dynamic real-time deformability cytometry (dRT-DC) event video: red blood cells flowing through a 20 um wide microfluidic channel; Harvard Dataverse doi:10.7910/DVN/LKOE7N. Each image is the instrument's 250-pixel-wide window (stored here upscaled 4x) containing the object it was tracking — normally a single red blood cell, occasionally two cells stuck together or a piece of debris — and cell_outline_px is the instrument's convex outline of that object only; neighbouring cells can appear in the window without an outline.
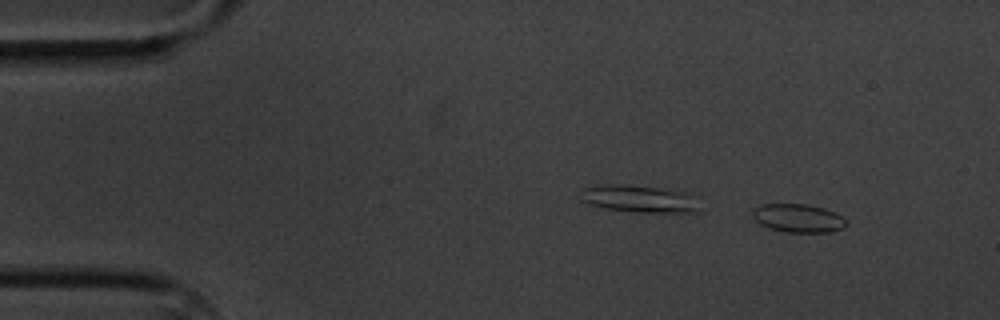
{"species": "common noctule bat (a hibernating species)", "species_latin": "Nyctalus noctula", "temperature_condition": "cold", "stored_images_in_passage": 8, "camera_frame_rate_fps": 3000, "um_per_image_px": 0.085, "animal": {"sex": "male", "body_mass_g": 20.1, "forearm_length_mm": 53.5}, "frame": {"image": 1, "passage_image": 2, "time_ms": 1.333, "image_size_px": [1000, 320], "cell_outline_px": [[848, 224], [840, 228], [828, 232], [784, 232], [768, 228], [760, 224], [752, 216], [752, 208], [760, 204], [808, 204], [824, 208], [840, 216]], "centroid_in_image_um": [67.76, 18.53], "position_along_channel_um": 17.2, "area_um2": 15.43}}
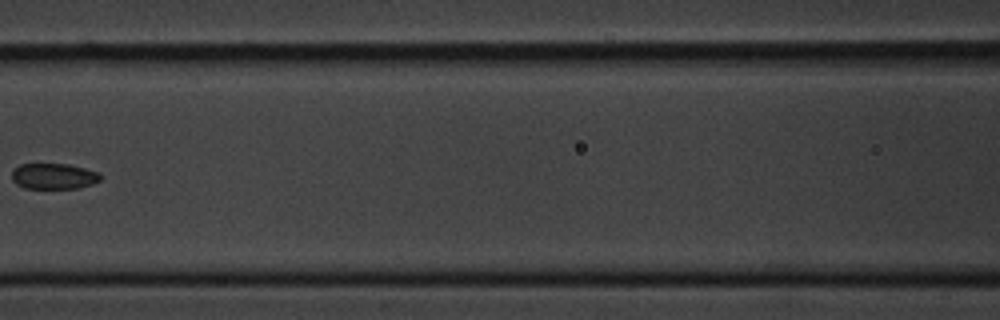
{"frame": {"image": 2, "passage_image": 7, "time_ms": 8.0, "image_size_px": [1000, 320], "cell_outline_px": [[104, 176], [100, 180], [92, 184], [80, 188], [24, 188], [16, 184], [12, 180], [12, 172], [20, 164], [68, 164], [100, 172]], "centroid_in_image_um": [4.61, 14.98], "position_along_channel_um": 162.0, "area_um2": 13.41}}
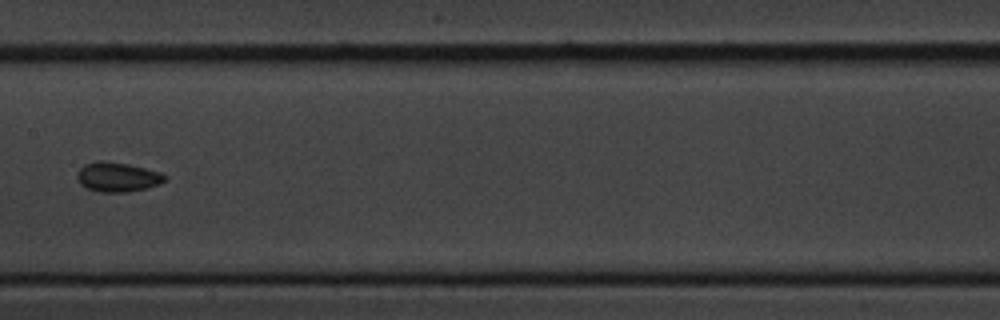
{"frame": {"image": 3, "passage_image": 8, "time_ms": 9.0, "image_size_px": [1000, 320], "cell_outline_px": [[168, 176], [160, 184], [128, 192], [100, 192], [88, 188], [80, 184], [76, 176], [80, 168], [84, 164], [100, 160], [104, 160], [128, 164], [160, 172]], "centroid_in_image_um": [9.97, 15.04], "position_along_channel_um": 197.4, "area_um2": 15.03}}